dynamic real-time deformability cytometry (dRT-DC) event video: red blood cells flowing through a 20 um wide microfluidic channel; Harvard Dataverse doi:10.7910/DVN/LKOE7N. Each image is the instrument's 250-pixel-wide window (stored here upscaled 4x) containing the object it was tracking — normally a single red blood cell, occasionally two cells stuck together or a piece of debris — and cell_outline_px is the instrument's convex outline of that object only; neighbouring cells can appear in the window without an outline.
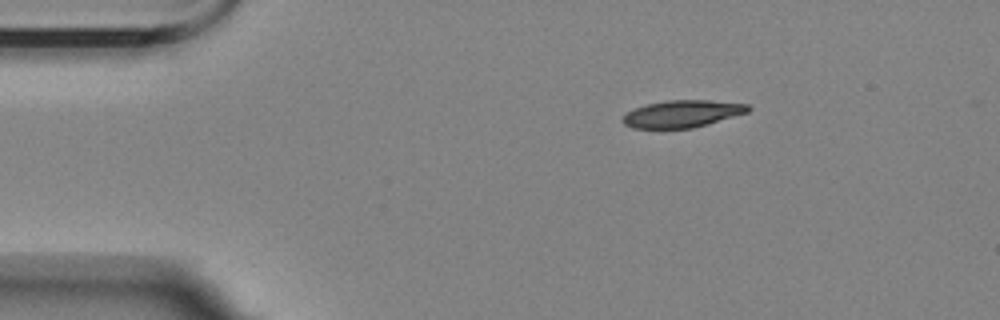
{"species": "Egyptian fruit bat (a non-hibernating species)", "species_latin": "Rousettus aegyptiacus", "temperature_condition": "room temperature", "stored_images_in_passage": 2, "camera_frame_rate_fps": 3000, "um_per_image_px": 0.085, "animal": {"sex": "female"}, "frame": {"image": 1, "passage_image": 1, "time_ms": 0.0, "image_size_px": [1000, 320], "cell_outline_px": [[752, 108], [748, 112], [692, 128], [632, 128], [624, 124], [620, 120], [628, 112], [636, 108], [648, 104], [668, 100], [708, 100], [748, 104]], "centroid_in_image_um": [57.99, 9.67], "position_along_channel_um": 27.0, "area_um2": 19.59}}